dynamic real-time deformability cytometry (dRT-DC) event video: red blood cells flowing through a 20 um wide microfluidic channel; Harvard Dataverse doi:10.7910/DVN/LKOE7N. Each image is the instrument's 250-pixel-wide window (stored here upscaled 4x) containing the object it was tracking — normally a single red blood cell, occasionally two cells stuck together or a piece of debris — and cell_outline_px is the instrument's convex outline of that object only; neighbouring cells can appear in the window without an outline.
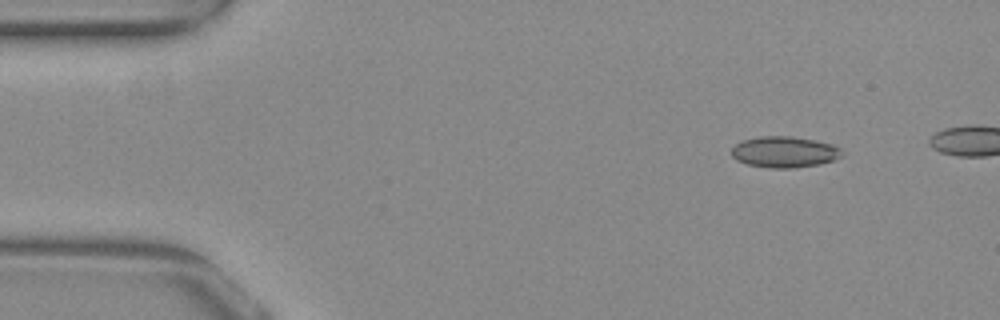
{"species": "common noctule bat (a hibernating species)", "species_latin": "Nyctalus noctula", "temperature_condition": "warm", "stored_images_in_passage": 11, "camera_frame_rate_fps": 3000, "um_per_image_px": 0.085, "animal": {"sex": "female", "body_mass_g": 29.2, "forearm_length_mm": 56.3}, "frame": {"image": 1, "passage_image": 1, "time_ms": 0.0, "image_size_px": [1000, 320], "cell_outline_px": [[844, 156], [820, 164], [796, 168], [768, 168], [748, 164], [736, 160], [732, 156], [732, 148], [736, 144], [744, 140], [760, 136], [792, 136], [816, 140], [832, 144], [840, 148], [844, 152]], "centroid_in_image_um": [66.71, 12.92], "position_along_channel_um": 18.3, "area_um2": 20.17}}